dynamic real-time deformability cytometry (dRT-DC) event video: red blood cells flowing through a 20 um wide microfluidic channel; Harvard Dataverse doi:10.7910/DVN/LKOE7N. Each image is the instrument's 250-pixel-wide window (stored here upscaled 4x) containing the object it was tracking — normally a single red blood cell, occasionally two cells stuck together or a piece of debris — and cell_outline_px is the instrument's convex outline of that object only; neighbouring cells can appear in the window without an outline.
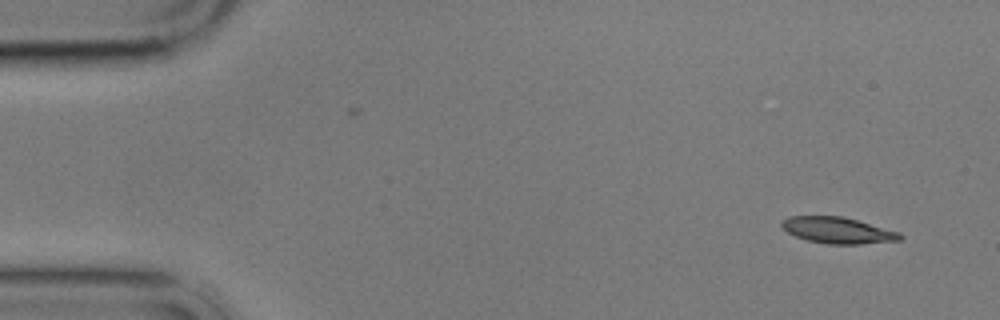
{"species": "common noctule bat (a hibernating species)", "species_latin": "Nyctalus noctula", "temperature_condition": "cold", "stored_images_in_passage": 3, "camera_frame_rate_fps": 3000, "um_per_image_px": 0.085, "animal": {"sex": "male", "body_mass_g": 17.9}, "frame": {"image": 1, "passage_image": 3, "time_ms": 2.333, "image_size_px": [1000, 320], "cell_outline_px": [[904, 236], [900, 240], [860, 244], [828, 244], [804, 240], [788, 232], [780, 224], [788, 216], [844, 216], [900, 232]], "centroid_in_image_um": [71.23, 19.57], "position_along_channel_um": 13.8, "area_um2": 18.15}}